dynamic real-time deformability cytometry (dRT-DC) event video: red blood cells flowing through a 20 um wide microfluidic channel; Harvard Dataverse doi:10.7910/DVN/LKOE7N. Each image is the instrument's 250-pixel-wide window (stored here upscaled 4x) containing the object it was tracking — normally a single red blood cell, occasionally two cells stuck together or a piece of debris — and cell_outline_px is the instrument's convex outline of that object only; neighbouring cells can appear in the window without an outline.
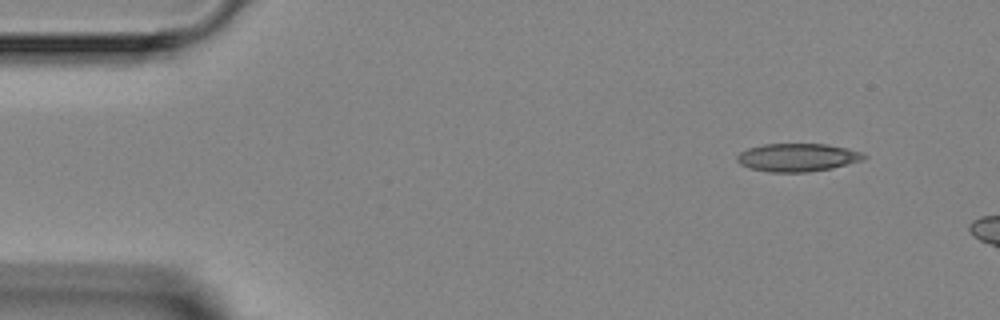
{"species": "Egyptian fruit bat (a non-hibernating species)", "species_latin": "Rousettus aegyptiacus", "temperature_condition": "room temperature", "stored_images_in_passage": 3, "camera_frame_rate_fps": 3000, "um_per_image_px": 0.085, "animal": {"sex": "female"}, "frame": {"image": 1, "passage_image": 1, "time_ms": 0.0, "image_size_px": [1000, 320], "cell_outline_px": [[868, 156], [864, 160], [832, 168], [808, 172], [768, 172], [748, 168], [740, 164], [736, 160], [736, 156], [740, 152], [748, 148], [764, 144], [828, 144], [848, 148], [864, 152]], "centroid_in_image_um": [67.81, 13.38], "position_along_channel_um": 17.2, "area_um2": 21.04}}